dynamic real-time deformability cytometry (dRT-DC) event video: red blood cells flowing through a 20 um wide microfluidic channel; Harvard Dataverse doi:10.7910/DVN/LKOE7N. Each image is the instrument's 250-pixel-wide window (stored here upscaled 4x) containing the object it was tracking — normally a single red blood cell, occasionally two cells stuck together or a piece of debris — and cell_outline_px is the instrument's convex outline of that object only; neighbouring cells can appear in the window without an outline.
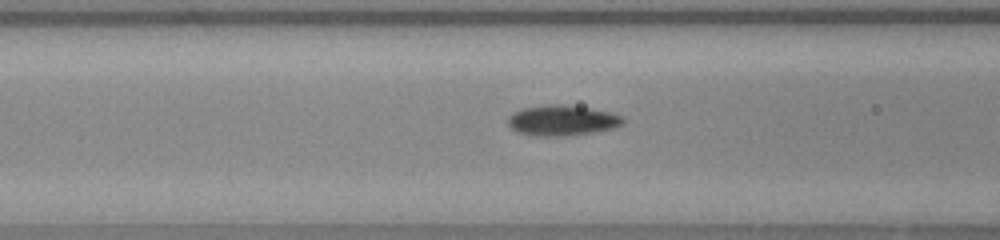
{"species": "common noctule bat (a hibernating species)", "species_latin": "Nyctalus noctula", "temperature_condition": "warm", "stored_images_in_passage": 8, "camera_frame_rate_fps": 3000, "um_per_image_px": 0.085, "animal": {"sex": "female", "body_mass_g": 23.0, "forearm_length_mm": 53.4}, "frame": {"image": 1, "passage_image": 7, "time_ms": 2.0, "image_size_px": [1000, 240], "cell_outline_px": [[628, 120], [624, 124], [612, 128], [592, 132], [564, 136], [532, 136], [516, 132], [508, 124], [508, 116], [520, 108], [548, 104], [560, 104], [588, 108], [608, 112], [624, 116]], "centroid_in_image_um": [47.77, 10.23], "position_along_channel_um": 118.8, "area_um2": 20.58}}